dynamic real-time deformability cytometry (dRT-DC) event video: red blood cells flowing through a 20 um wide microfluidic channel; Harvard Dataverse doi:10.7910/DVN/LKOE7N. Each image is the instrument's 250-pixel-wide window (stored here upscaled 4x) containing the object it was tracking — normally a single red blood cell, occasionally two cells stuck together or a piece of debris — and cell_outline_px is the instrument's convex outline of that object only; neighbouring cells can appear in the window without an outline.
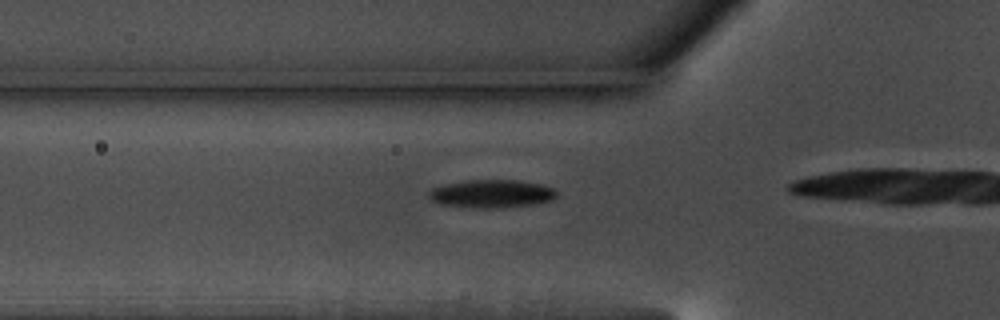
{"species": "common noctule bat (a hibernating species)", "species_latin": "Nyctalus noctula", "temperature_condition": "warm", "stored_images_in_passage": 18, "camera_frame_rate_fps": 3000, "um_per_image_px": 0.085, "animal": {"sex": "male", "body_mass_g": 17.5, "forearm_length_mm": 52.3}, "frame": {"image": 1, "passage_image": 13, "time_ms": 4.0, "image_size_px": [1000, 320], "cell_outline_px": [[560, 192], [552, 200], [532, 204], [500, 208], [472, 208], [440, 204], [432, 200], [428, 196], [428, 192], [432, 188], [464, 180], [520, 180], [544, 184]], "centroid_in_image_um": [41.82, 16.46], "position_along_channel_um": 84.0, "area_um2": 21.1}}
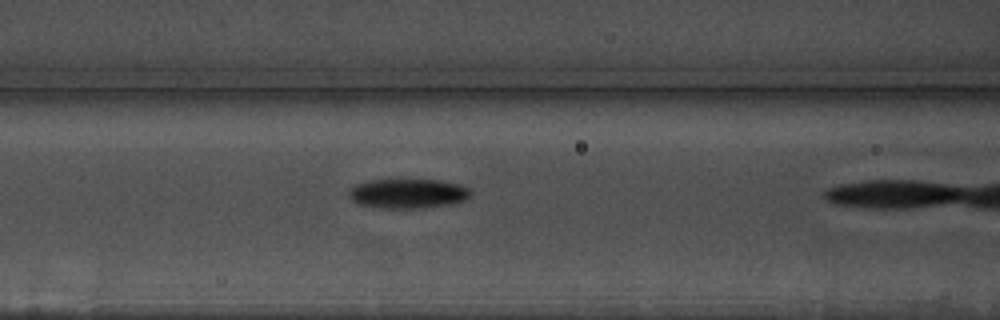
{"frame": {"image": 2, "passage_image": 17, "time_ms": 5.333, "image_size_px": [1000, 320], "cell_outline_px": [[472, 196], [464, 200], [448, 204], [420, 208], [380, 208], [360, 204], [352, 200], [348, 196], [348, 192], [356, 184], [372, 180], [436, 180], [460, 184], [468, 188], [472, 192]], "centroid_in_image_um": [34.68, 16.45], "position_along_channel_um": 131.9, "area_um2": 20.81}}